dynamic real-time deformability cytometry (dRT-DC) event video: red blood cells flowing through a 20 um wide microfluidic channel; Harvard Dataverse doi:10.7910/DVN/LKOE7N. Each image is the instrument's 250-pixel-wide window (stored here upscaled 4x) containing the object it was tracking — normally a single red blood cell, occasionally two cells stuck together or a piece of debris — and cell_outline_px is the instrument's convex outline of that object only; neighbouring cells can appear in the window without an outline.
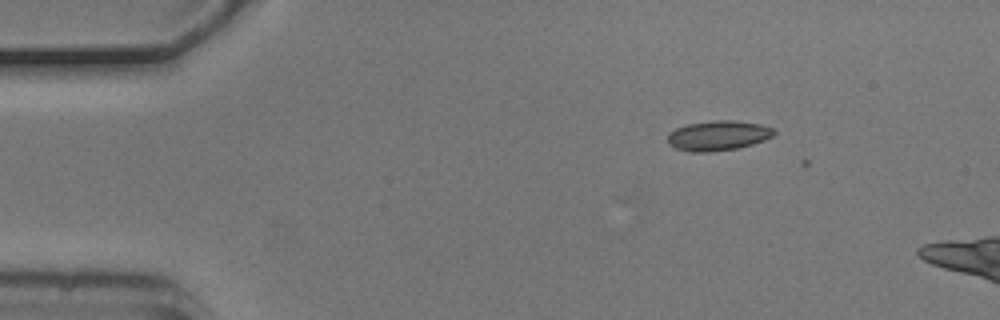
{"species": "common noctule bat (a hibernating species)", "species_latin": "Nyctalus noctula", "temperature_condition": "cold", "stored_images_in_passage": 6, "camera_frame_rate_fps": 3000, "um_per_image_px": 0.085, "animal": {"sex": "male", "body_mass_g": 20.5, "forearm_length_mm": 52.5}, "frame": {"image": 1, "passage_image": 3, "time_ms": 0.667, "image_size_px": [1000, 320], "cell_outline_px": [[776, 132], [772, 136], [764, 140], [752, 144], [736, 148], [708, 152], [688, 152], [676, 148], [668, 144], [668, 132], [676, 128], [688, 124], [716, 120], [732, 120], [760, 124], [772, 128]], "centroid_in_image_um": [61.01, 11.53], "position_along_channel_um": 24.0, "area_um2": 18.44}}